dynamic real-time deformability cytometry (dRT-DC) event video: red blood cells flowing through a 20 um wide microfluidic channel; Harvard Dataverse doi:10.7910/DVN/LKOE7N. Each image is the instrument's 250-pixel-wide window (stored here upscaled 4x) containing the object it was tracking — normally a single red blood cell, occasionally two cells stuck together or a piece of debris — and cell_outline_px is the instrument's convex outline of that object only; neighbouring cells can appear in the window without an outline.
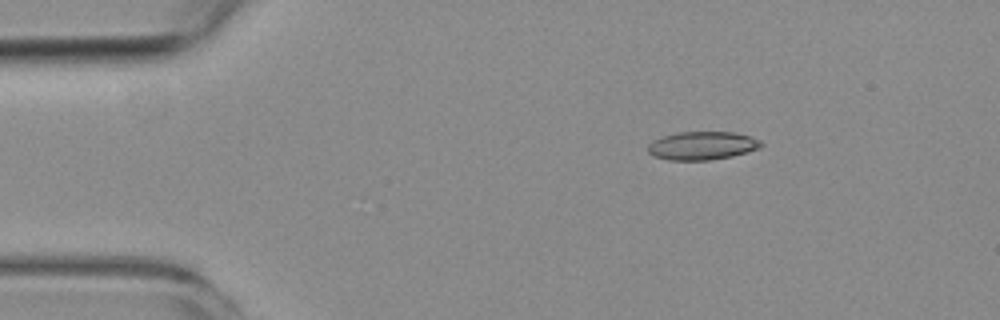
{"species": "common noctule bat (a hibernating species)", "species_latin": "Nyctalus noctula", "temperature_condition": "room temperature", "stored_images_in_passage": 3, "camera_frame_rate_fps": 3000, "um_per_image_px": 0.085, "animal": {"sex": "female", "body_mass_g": 19.3, "forearm_length_mm": 54.1}, "frame": {"image": 1, "passage_image": 2, "time_ms": 1.0, "image_size_px": [1000, 320], "cell_outline_px": [[764, 144], [760, 148], [748, 152], [732, 156], [708, 160], [668, 160], [652, 156], [648, 152], [648, 144], [652, 140], [664, 136], [680, 132], [732, 132], [752, 136], [760, 140]], "centroid_in_image_um": [59.7, 12.38], "position_along_channel_um": 25.3, "area_um2": 18.79}}